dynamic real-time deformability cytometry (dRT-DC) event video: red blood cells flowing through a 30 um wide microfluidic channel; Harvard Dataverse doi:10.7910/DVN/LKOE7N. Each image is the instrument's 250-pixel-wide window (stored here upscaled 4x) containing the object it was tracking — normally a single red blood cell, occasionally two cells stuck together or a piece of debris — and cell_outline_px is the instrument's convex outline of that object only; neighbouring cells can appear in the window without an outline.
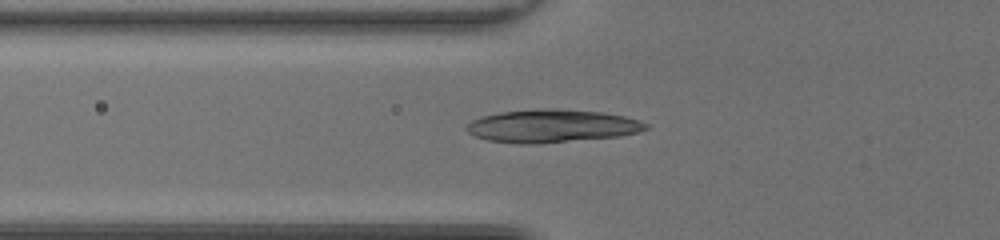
{"species": "common noctule bat (a hibernating species)", "species_latin": "Nyctalus noctula", "temperature_condition": "room temperature", "stored_images_in_passage": 37, "camera_frame_rate_fps": 3000, "um_per_image_px": 0.085, "animal": {"sex": "female", "body_mass_g": 20.0, "forearm_length_mm": 54.0}, "frame": {"image": 1, "passage_image": 6, "time_ms": 1.667, "image_size_px": [1000, 240], "cell_outline_px": [[652, 128], [640, 132], [620, 136], [540, 144], [520, 144], [488, 140], [476, 136], [468, 132], [464, 128], [472, 120], [480, 116], [500, 112], [540, 108], [552, 108], [600, 112], [624, 116], [640, 120], [648, 124]], "centroid_in_image_um": [46.94, 10.71], "position_along_channel_um": 78.9, "area_um2": 34.8}}
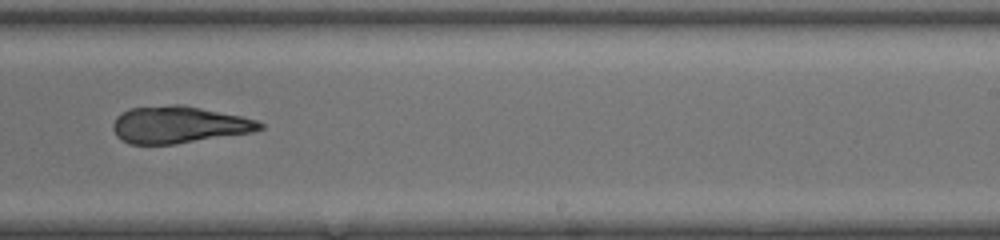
{"frame": {"image": 2, "passage_image": 20, "time_ms": 6.333, "image_size_px": [1000, 240], "cell_outline_px": [[264, 128], [252, 132], [176, 144], [128, 144], [120, 140], [116, 136], [112, 128], [112, 124], [116, 116], [128, 108], [172, 104], [180, 104], [244, 116], [256, 120], [264, 124]], "centroid_in_image_um": [15.17, 10.6], "position_along_channel_um": 273.8, "area_um2": 31.96}}
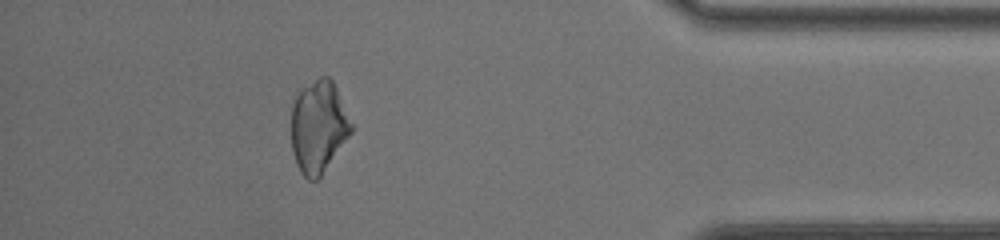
{"frame": {"image": 3, "passage_image": 32, "time_ms": 10.333, "image_size_px": [1000, 240], "cell_outline_px": [[352, 132], [320, 176], [316, 180], [308, 180], [300, 172], [296, 164], [292, 152], [292, 104], [296, 92], [300, 88], [320, 76], [328, 76], [332, 80], [336, 88], [352, 124]], "centroid_in_image_um": [27.04, 10.75], "position_along_channel_um": 408.2, "area_um2": 32.14}}